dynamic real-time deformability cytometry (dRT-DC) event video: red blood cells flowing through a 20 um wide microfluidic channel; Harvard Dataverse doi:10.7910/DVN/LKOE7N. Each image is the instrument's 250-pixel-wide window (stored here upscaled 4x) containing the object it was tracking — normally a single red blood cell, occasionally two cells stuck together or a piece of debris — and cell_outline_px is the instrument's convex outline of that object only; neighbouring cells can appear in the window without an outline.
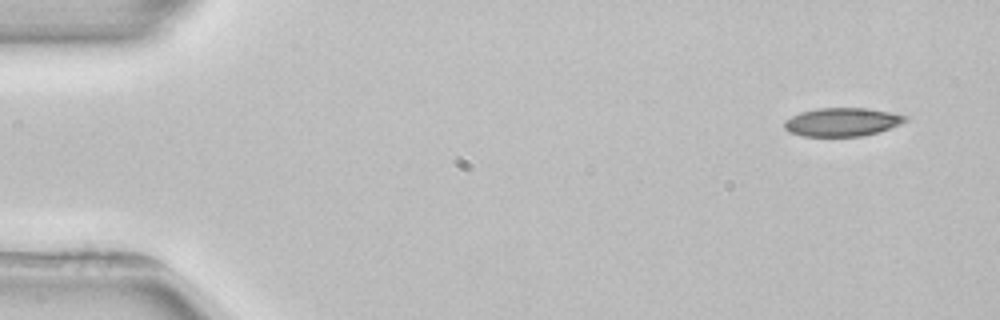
{"species": "common noctule bat (a hibernating species)", "species_latin": "Nyctalus noctula", "temperature_condition": "room temperature", "stored_images_in_passage": 4, "camera_frame_rate_fps": 3000, "um_per_image_px": 0.085, "animal": {"sex": "female", "body_mass_g": 22.7, "forearm_length_mm": 54.2}, "frame": {"image": 1, "passage_image": 1, "time_ms": 0.0, "image_size_px": [1000, 320], "cell_outline_px": [[908, 120], [900, 124], [880, 132], [860, 136], [804, 136], [788, 132], [784, 128], [784, 120], [800, 112], [816, 108], [868, 108], [892, 112], [908, 116]], "centroid_in_image_um": [71.59, 10.36], "position_along_channel_um": 13.4, "area_um2": 20.23}}